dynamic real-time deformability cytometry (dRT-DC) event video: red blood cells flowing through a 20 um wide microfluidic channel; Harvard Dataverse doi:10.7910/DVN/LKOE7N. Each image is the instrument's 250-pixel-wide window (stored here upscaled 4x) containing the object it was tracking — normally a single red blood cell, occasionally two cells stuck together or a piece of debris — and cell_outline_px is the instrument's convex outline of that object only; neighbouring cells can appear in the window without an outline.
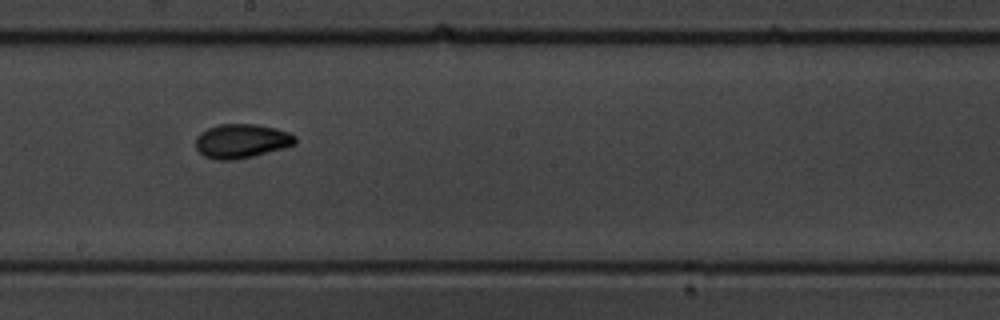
{"species": "common noctule bat (a hibernating species)", "species_latin": "Nyctalus noctula", "temperature_condition": "warm", "stored_images_in_passage": 11, "camera_frame_rate_fps": 3000, "um_per_image_px": 0.085, "animal": {"sex": "male", "body_mass_g": 19.5, "forearm_length_mm": 54.6}, "frame": {"image": 1, "passage_image": 10, "time_ms": 11.333, "image_size_px": [1000, 320], "cell_outline_px": [[296, 144], [284, 148], [252, 156], [232, 160], [216, 160], [204, 156], [196, 148], [196, 136], [200, 132], [208, 128], [220, 124], [256, 124], [276, 128], [288, 132], [296, 136]], "centroid_in_image_um": [20.53, 11.98], "position_along_channel_um": 227.7, "area_um2": 19.83}}
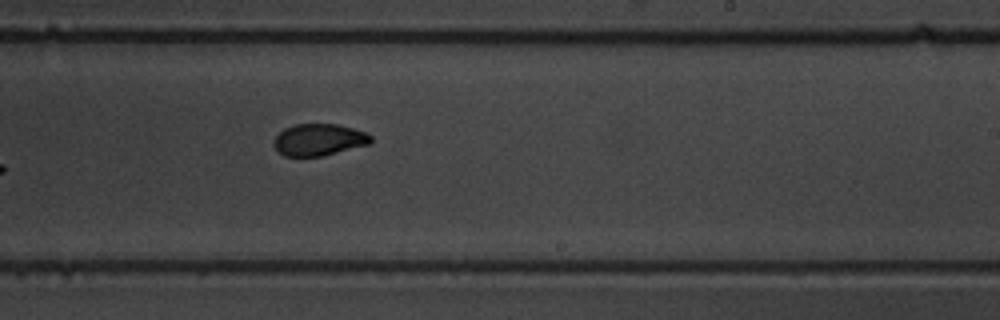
{"frame": {"image": 2, "passage_image": 11, "time_ms": 12.333, "image_size_px": [1000, 320], "cell_outline_px": [[372, 144], [320, 156], [284, 156], [272, 144], [272, 140], [284, 128], [296, 124], [336, 124], [368, 132], [372, 136]], "centroid_in_image_um": [27.13, 11.87], "position_along_channel_um": 261.9, "area_um2": 18.09}}